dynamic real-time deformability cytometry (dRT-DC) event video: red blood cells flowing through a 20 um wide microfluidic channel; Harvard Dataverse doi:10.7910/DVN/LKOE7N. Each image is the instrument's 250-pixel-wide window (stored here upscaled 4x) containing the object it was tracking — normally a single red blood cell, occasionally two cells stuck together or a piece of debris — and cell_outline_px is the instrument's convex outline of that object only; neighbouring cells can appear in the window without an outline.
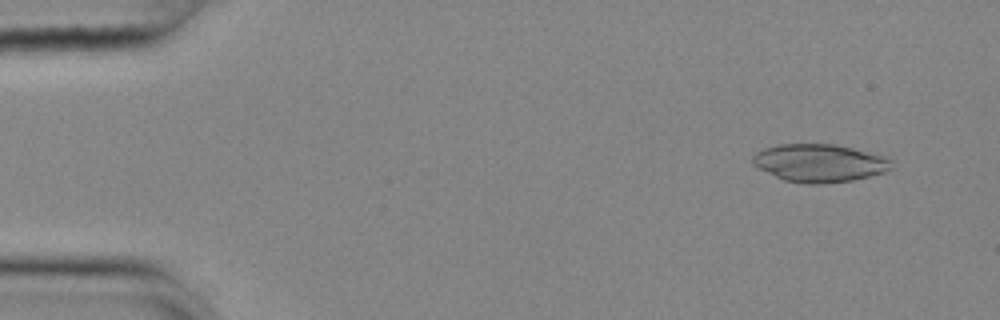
{"species": "common noctule bat (a hibernating species)", "species_latin": "Nyctalus noctula", "temperature_condition": "cold", "stored_images_in_passage": 42, "camera_frame_rate_fps": 3000, "um_per_image_px": 0.085, "animal": {"sex": "female", "body_mass_g": 25.1}, "frame": {"image": 1, "passage_image": 4, "time_ms": 1.0, "image_size_px": [1000, 320], "cell_outline_px": [[892, 168], [884, 172], [852, 180], [824, 184], [808, 184], [784, 180], [752, 164], [752, 156], [756, 152], [764, 148], [776, 144], [832, 144], [852, 148], [884, 156], [892, 160]], "centroid_in_image_um": [69.64, 13.85], "position_along_channel_um": 15.4, "area_um2": 30.52}}
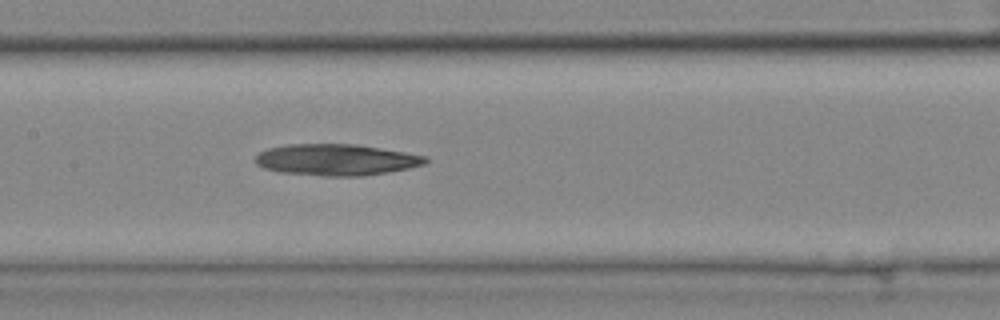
{"frame": {"image": 2, "passage_image": 26, "time_ms": 8.333, "image_size_px": [1000, 320], "cell_outline_px": [[428, 160], [424, 164], [408, 168], [388, 172], [364, 176], [324, 176], [280, 172], [264, 168], [256, 164], [256, 156], [260, 152], [268, 148], [288, 144], [356, 144], [428, 156]], "centroid_in_image_um": [28.58, 13.58], "position_along_channel_um": 178.8, "area_um2": 31.04}}
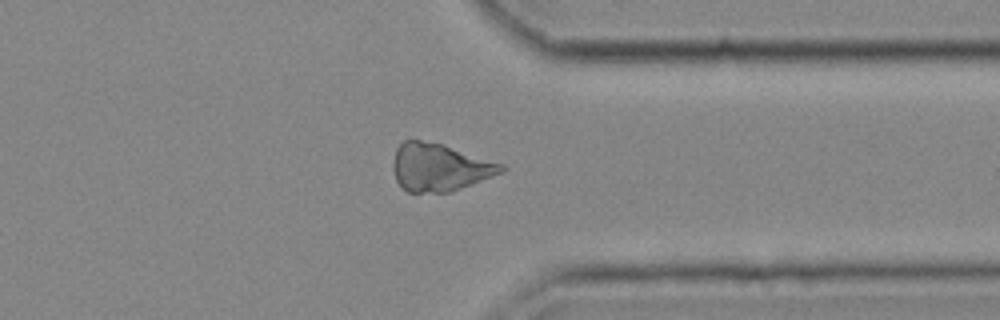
{"frame": {"image": 3, "passage_image": 42, "time_ms": 13.667, "image_size_px": [1000, 320], "cell_outline_px": [[504, 168], [500, 172], [492, 176], [452, 192], [408, 192], [396, 180], [392, 168], [392, 164], [396, 148], [404, 140], [420, 140], [444, 144], [504, 164]], "centroid_in_image_um": [37.33, 14.21], "position_along_channel_um": 374.1, "area_um2": 29.94}}